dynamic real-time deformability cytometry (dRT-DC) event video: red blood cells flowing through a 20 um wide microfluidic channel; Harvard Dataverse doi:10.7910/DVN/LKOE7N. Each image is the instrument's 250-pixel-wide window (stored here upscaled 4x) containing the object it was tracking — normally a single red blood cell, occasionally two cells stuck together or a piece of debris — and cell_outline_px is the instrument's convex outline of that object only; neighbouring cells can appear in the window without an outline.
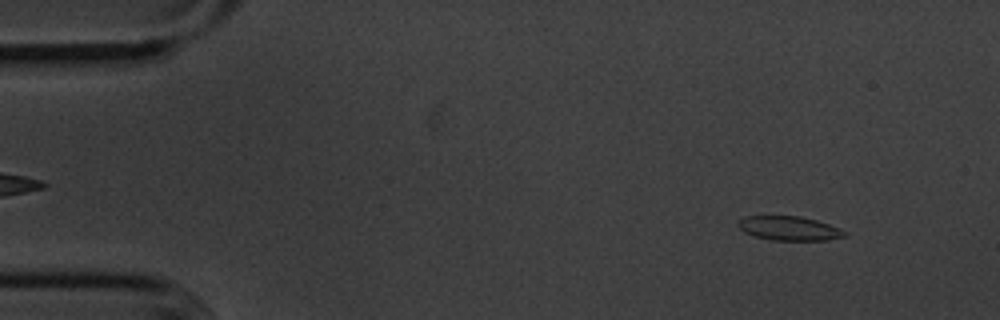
{"species": "common noctule bat (a hibernating species)", "species_latin": "Nyctalus noctula", "temperature_condition": "cold", "stored_images_in_passage": 55, "camera_frame_rate_fps": 3000, "um_per_image_px": 0.085, "animal": {"sex": "male", "body_mass_g": 20.1, "forearm_length_mm": 53.5}, "frame": {"image": 1, "passage_image": 5, "time_ms": 1.333, "image_size_px": [1000, 320], "cell_outline_px": [[848, 232], [844, 236], [828, 240], [772, 240], [752, 236], [744, 232], [736, 224], [744, 216], [800, 216], [816, 220], [828, 224]], "centroid_in_image_um": [67.05, 19.41], "position_along_channel_um": 18.0, "area_um2": 14.97}}
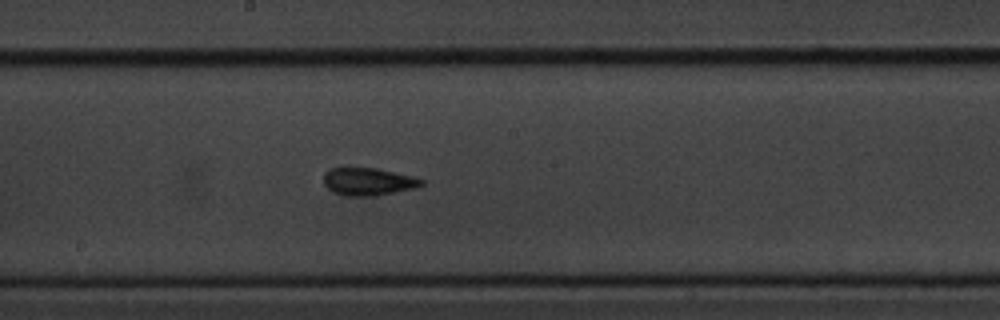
{"frame": {"image": 2, "passage_image": 29, "time_ms": 9.333, "image_size_px": [1000, 320], "cell_outline_px": [[424, 184], [412, 188], [376, 196], [344, 196], [332, 192], [324, 184], [324, 172], [332, 168], [376, 168], [412, 176], [424, 180]], "centroid_in_image_um": [31.26, 15.44], "position_along_channel_um": 216.9, "area_um2": 15.66}}
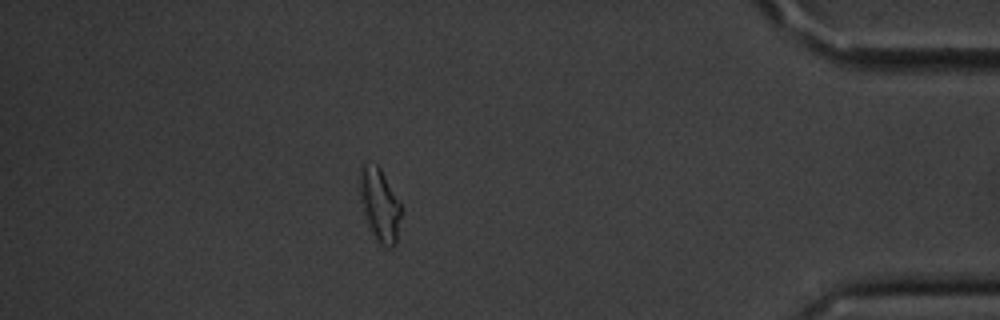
{"frame": {"image": 3, "passage_image": 48, "time_ms": 15.667, "image_size_px": [1000, 320], "cell_outline_px": [[400, 216], [396, 244], [392, 248], [388, 248], [380, 244], [372, 232], [364, 212], [360, 200], [360, 164], [376, 164], [380, 168], [400, 204]], "centroid_in_image_um": [32.26, 17.41], "position_along_channel_um": 402.9, "area_um2": 17.05}, "authors_computed_cell_mechanics": {"area_um2": 15.4326, "velocity_mm_per_s": 3.6023, "shape_relaxation_time_tau1_ms": 4.4357, "shape_relaxation_time_tau2_ms": 1.9366, "deformation_change_tau1": 0.1475, "deformation_change_tau2": 0.0986}}